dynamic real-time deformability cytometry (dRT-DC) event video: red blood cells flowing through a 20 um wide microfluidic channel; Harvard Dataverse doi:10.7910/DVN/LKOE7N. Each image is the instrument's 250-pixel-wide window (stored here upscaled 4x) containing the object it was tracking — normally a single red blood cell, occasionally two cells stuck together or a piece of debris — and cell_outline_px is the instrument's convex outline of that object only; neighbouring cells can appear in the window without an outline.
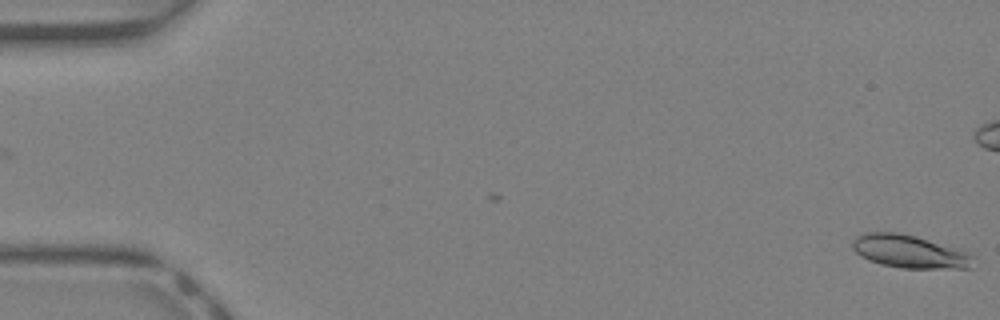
{"species": "Egyptian fruit bat (a non-hibernating species)", "species_latin": "Rousettus aegyptiacus", "temperature_condition": "warm", "stored_images_in_passage": 3, "camera_frame_rate_fps": 3000, "um_per_image_px": 0.085, "animal": {"sex": "female"}, "frame": {"image": 1, "passage_image": 3, "time_ms": 0.667, "image_size_px": [1000, 320], "cell_outline_px": [[976, 256], [972, 268], [900, 268], [880, 264], [868, 260], [860, 256], [852, 248], [852, 244], [856, 236], [864, 232], [896, 232], [916, 236], [972, 252]], "centroid_in_image_um": [77.36, 21.38], "position_along_channel_um": 7.6, "area_um2": 23.64}}